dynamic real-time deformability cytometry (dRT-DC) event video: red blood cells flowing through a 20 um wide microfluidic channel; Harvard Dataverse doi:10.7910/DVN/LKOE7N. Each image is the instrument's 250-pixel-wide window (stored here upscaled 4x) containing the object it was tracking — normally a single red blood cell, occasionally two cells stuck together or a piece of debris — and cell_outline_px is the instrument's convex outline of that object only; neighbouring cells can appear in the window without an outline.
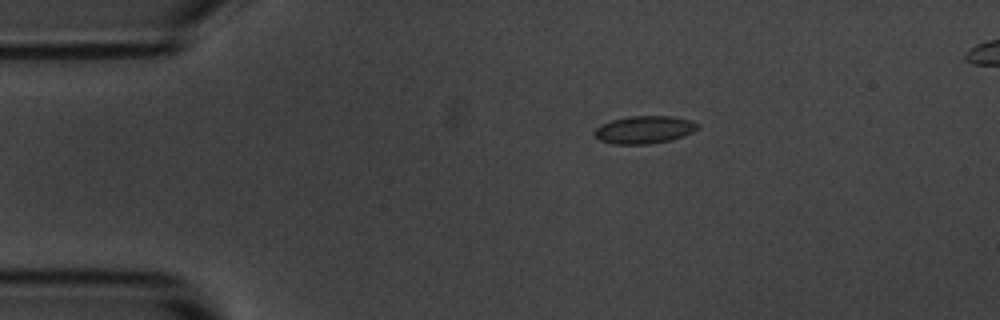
{"species": "common noctule bat (a hibernating species)", "species_latin": "Nyctalus noctula", "temperature_condition": "room temperature", "stored_images_in_passage": 5, "camera_frame_rate_fps": 3000, "um_per_image_px": 0.085, "animal": {"sex": "male", "body_mass_g": 20.1, "forearm_length_mm": 53.5}, "frame": {"image": 1, "passage_image": 5, "time_ms": 1.333, "image_size_px": [1000, 320], "cell_outline_px": [[700, 128], [684, 136], [672, 140], [648, 144], [616, 144], [600, 140], [592, 132], [600, 124], [612, 120], [628, 116], [672, 116], [692, 120], [700, 124]], "centroid_in_image_um": [54.8, 11.02], "position_along_channel_um": 30.2, "area_um2": 16.82}}